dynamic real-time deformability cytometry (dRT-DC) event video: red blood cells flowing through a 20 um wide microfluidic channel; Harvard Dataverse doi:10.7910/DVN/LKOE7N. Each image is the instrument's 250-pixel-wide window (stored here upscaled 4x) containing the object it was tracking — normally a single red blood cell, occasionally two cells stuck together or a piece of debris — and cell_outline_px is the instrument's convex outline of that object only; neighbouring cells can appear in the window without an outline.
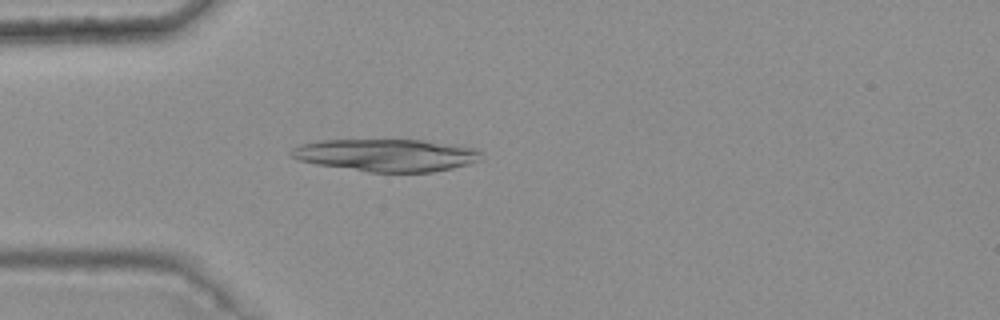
{"species": "common noctule bat (a hibernating species)", "species_latin": "Nyctalus noctula", "temperature_condition": "warm", "stored_images_in_passage": 5, "camera_frame_rate_fps": 3000, "um_per_image_px": 0.085, "animal": {"sex": "female", "body_mass_g": 25.1}, "frame": {"image": 1, "passage_image": 5, "time_ms": 1.333, "image_size_px": [1000, 320], "cell_outline_px": [[480, 160], [468, 164], [452, 168], [432, 172], [368, 172], [316, 164], [300, 160], [292, 156], [288, 152], [292, 148], [300, 144], [324, 140], [424, 140], [472, 148], [480, 152]], "centroid_in_image_um": [32.8, 13.19], "position_along_channel_um": 52.2, "area_um2": 35.6}}